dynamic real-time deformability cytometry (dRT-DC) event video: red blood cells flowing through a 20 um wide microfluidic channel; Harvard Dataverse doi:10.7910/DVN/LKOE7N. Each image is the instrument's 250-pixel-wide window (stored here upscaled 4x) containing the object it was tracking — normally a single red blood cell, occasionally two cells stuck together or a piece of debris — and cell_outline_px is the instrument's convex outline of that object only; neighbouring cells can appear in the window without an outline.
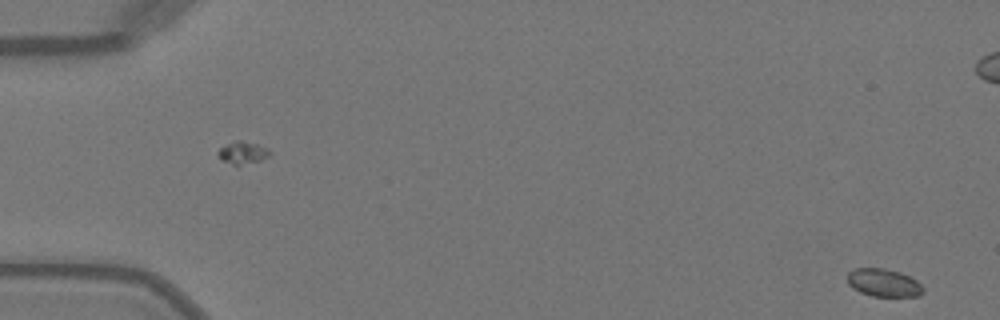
{"species": "Egyptian fruit bat (a non-hibernating species)", "species_latin": "Rousettus aegyptiacus", "temperature_condition": "warm", "stored_images_in_passage": 9, "camera_frame_rate_fps": 3000, "um_per_image_px": 0.085, "animal": {"sex": "female"}, "frame": {"image": 1, "passage_image": 1, "time_ms": 0.0, "image_size_px": [1000, 320], "cell_outline_px": [[924, 292], [920, 296], [872, 296], [860, 292], [852, 288], [848, 284], [848, 272], [852, 268], [884, 268], [900, 272], [916, 280], [924, 288]], "centroid_in_image_um": [75.1, 24.03], "position_along_channel_um": 9.9, "area_um2": 12.37}}